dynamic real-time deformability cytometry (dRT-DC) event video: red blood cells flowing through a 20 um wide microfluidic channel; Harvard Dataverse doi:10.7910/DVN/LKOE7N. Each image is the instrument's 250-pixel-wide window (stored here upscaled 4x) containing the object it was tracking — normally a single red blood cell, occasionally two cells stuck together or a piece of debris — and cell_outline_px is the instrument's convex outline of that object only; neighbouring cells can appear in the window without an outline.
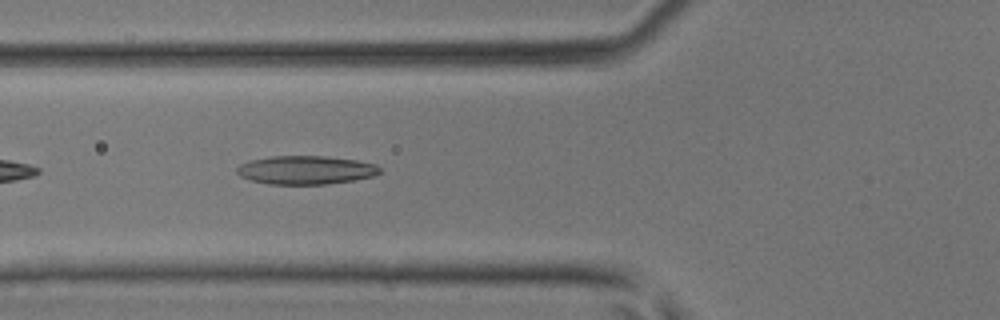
{"species": "common noctule bat (a hibernating species)", "species_latin": "Nyctalus noctula", "temperature_condition": "room temperature", "stored_images_in_passage": 34, "camera_frame_rate_fps": 3000, "um_per_image_px": 0.085, "animal": {"sex": "male", "body_mass_g": 17.9, "forearm_length_mm": 54.2}, "frame": {"image": 1, "passage_image": 12, "time_ms": 3.667, "image_size_px": [1000, 320], "cell_outline_px": [[380, 172], [376, 176], [328, 184], [268, 184], [252, 180], [240, 176], [236, 172], [236, 168], [240, 164], [248, 160], [272, 156], [324, 156], [356, 160], [376, 164], [380, 168]], "centroid_in_image_um": [25.98, 14.45], "position_along_channel_um": 99.8, "area_um2": 23.81}}
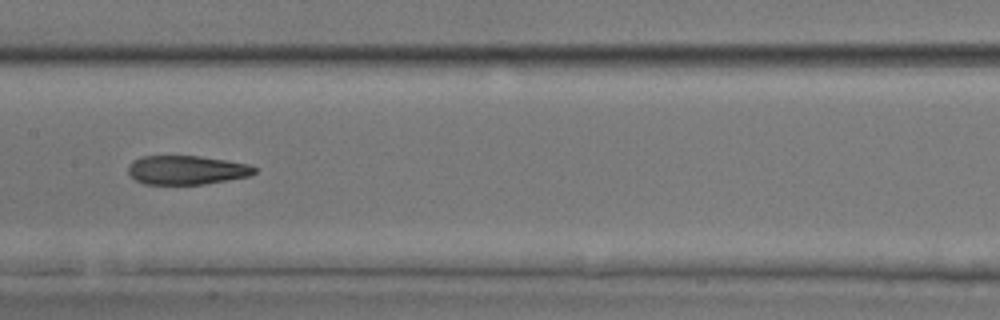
{"frame": {"image": 2, "passage_image": 18, "time_ms": 5.667, "image_size_px": [1000, 320], "cell_outline_px": [[256, 172], [248, 176], [228, 180], [204, 184], [144, 184], [136, 180], [128, 172], [128, 168], [132, 160], [140, 156], [200, 156], [228, 160], [248, 164], [256, 168]], "centroid_in_image_um": [15.86, 14.44], "position_along_channel_um": 191.5, "area_um2": 21.33}}
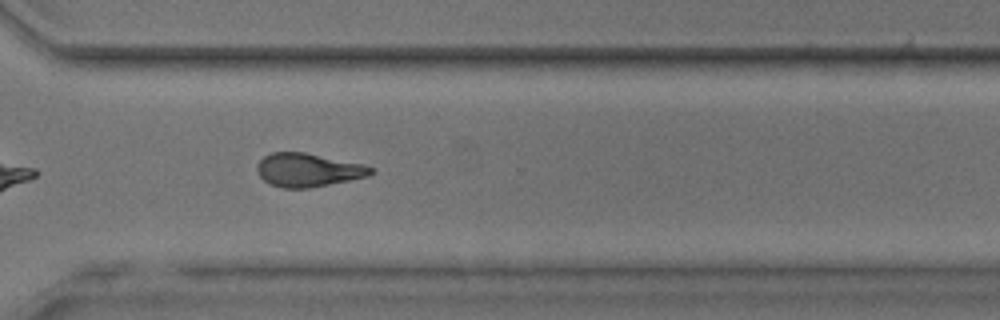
{"frame": {"image": 3, "passage_image": 28, "time_ms": 9.0, "image_size_px": [1000, 320], "cell_outline_px": [[376, 172], [368, 176], [308, 188], [284, 188], [272, 184], [264, 180], [260, 176], [256, 168], [260, 160], [264, 156], [272, 152], [304, 152], [364, 164], [376, 168]], "centroid_in_image_um": [26.22, 14.44], "position_along_channel_um": 344.4, "area_um2": 22.08}}